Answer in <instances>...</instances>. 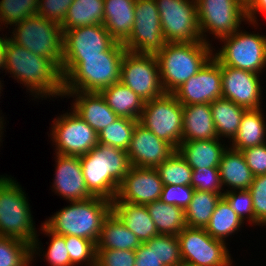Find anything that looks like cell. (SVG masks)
I'll list each match as a JSON object with an SVG mask.
<instances>
[{"mask_svg":"<svg viewBox=\"0 0 266 266\" xmlns=\"http://www.w3.org/2000/svg\"><path fill=\"white\" fill-rule=\"evenodd\" d=\"M3 37L0 36V69L4 71V59H5V48L7 44V35Z\"/></svg>","mask_w":266,"mask_h":266,"instance_id":"obj_52","label":"cell"},{"mask_svg":"<svg viewBox=\"0 0 266 266\" xmlns=\"http://www.w3.org/2000/svg\"><path fill=\"white\" fill-rule=\"evenodd\" d=\"M141 242L111 211L102 223L96 249L135 250Z\"/></svg>","mask_w":266,"mask_h":266,"instance_id":"obj_29","label":"cell"},{"mask_svg":"<svg viewBox=\"0 0 266 266\" xmlns=\"http://www.w3.org/2000/svg\"><path fill=\"white\" fill-rule=\"evenodd\" d=\"M74 0H39L37 14L58 25H62L69 6Z\"/></svg>","mask_w":266,"mask_h":266,"instance_id":"obj_47","label":"cell"},{"mask_svg":"<svg viewBox=\"0 0 266 266\" xmlns=\"http://www.w3.org/2000/svg\"><path fill=\"white\" fill-rule=\"evenodd\" d=\"M155 169L161 178L163 186H191L193 170L177 150Z\"/></svg>","mask_w":266,"mask_h":266,"instance_id":"obj_37","label":"cell"},{"mask_svg":"<svg viewBox=\"0 0 266 266\" xmlns=\"http://www.w3.org/2000/svg\"><path fill=\"white\" fill-rule=\"evenodd\" d=\"M86 187L93 197L113 201L119 185L131 168L125 150L98 143L90 152L80 156Z\"/></svg>","mask_w":266,"mask_h":266,"instance_id":"obj_3","label":"cell"},{"mask_svg":"<svg viewBox=\"0 0 266 266\" xmlns=\"http://www.w3.org/2000/svg\"><path fill=\"white\" fill-rule=\"evenodd\" d=\"M126 51L123 43L115 41L100 56L62 59L64 95L72 91L100 92L120 82L121 65Z\"/></svg>","mask_w":266,"mask_h":266,"instance_id":"obj_2","label":"cell"},{"mask_svg":"<svg viewBox=\"0 0 266 266\" xmlns=\"http://www.w3.org/2000/svg\"><path fill=\"white\" fill-rule=\"evenodd\" d=\"M246 1V16L248 20V25L256 30L259 27L258 25V14H266V0H245Z\"/></svg>","mask_w":266,"mask_h":266,"instance_id":"obj_51","label":"cell"},{"mask_svg":"<svg viewBox=\"0 0 266 266\" xmlns=\"http://www.w3.org/2000/svg\"><path fill=\"white\" fill-rule=\"evenodd\" d=\"M104 0H74L61 25L63 31L103 24Z\"/></svg>","mask_w":266,"mask_h":266,"instance_id":"obj_32","label":"cell"},{"mask_svg":"<svg viewBox=\"0 0 266 266\" xmlns=\"http://www.w3.org/2000/svg\"><path fill=\"white\" fill-rule=\"evenodd\" d=\"M223 194L195 190L189 206L185 209L187 227L205 228Z\"/></svg>","mask_w":266,"mask_h":266,"instance_id":"obj_35","label":"cell"},{"mask_svg":"<svg viewBox=\"0 0 266 266\" xmlns=\"http://www.w3.org/2000/svg\"><path fill=\"white\" fill-rule=\"evenodd\" d=\"M261 76L221 64L222 98L229 99L247 110L263 107L264 88L261 86Z\"/></svg>","mask_w":266,"mask_h":266,"instance_id":"obj_17","label":"cell"},{"mask_svg":"<svg viewBox=\"0 0 266 266\" xmlns=\"http://www.w3.org/2000/svg\"><path fill=\"white\" fill-rule=\"evenodd\" d=\"M139 120L118 117L113 123L98 133V143L127 150L133 130Z\"/></svg>","mask_w":266,"mask_h":266,"instance_id":"obj_38","label":"cell"},{"mask_svg":"<svg viewBox=\"0 0 266 266\" xmlns=\"http://www.w3.org/2000/svg\"><path fill=\"white\" fill-rule=\"evenodd\" d=\"M100 93L118 117L140 119L145 101L129 87L117 82L102 89Z\"/></svg>","mask_w":266,"mask_h":266,"instance_id":"obj_30","label":"cell"},{"mask_svg":"<svg viewBox=\"0 0 266 266\" xmlns=\"http://www.w3.org/2000/svg\"><path fill=\"white\" fill-rule=\"evenodd\" d=\"M210 106L218 138L221 140L228 138L227 142L230 143L236 136L242 116L247 109L226 98H218L212 101Z\"/></svg>","mask_w":266,"mask_h":266,"instance_id":"obj_31","label":"cell"},{"mask_svg":"<svg viewBox=\"0 0 266 266\" xmlns=\"http://www.w3.org/2000/svg\"><path fill=\"white\" fill-rule=\"evenodd\" d=\"M218 170L223 190L228 187L224 192L249 189L255 177L243 153L229 146L221 157Z\"/></svg>","mask_w":266,"mask_h":266,"instance_id":"obj_24","label":"cell"},{"mask_svg":"<svg viewBox=\"0 0 266 266\" xmlns=\"http://www.w3.org/2000/svg\"><path fill=\"white\" fill-rule=\"evenodd\" d=\"M134 14L131 35L123 46L129 52L156 55L166 42L155 0H136Z\"/></svg>","mask_w":266,"mask_h":266,"instance_id":"obj_15","label":"cell"},{"mask_svg":"<svg viewBox=\"0 0 266 266\" xmlns=\"http://www.w3.org/2000/svg\"><path fill=\"white\" fill-rule=\"evenodd\" d=\"M111 211L112 202L100 197L69 201L67 207L46 218L43 224L56 234L74 235L97 243L102 223Z\"/></svg>","mask_w":266,"mask_h":266,"instance_id":"obj_4","label":"cell"},{"mask_svg":"<svg viewBox=\"0 0 266 266\" xmlns=\"http://www.w3.org/2000/svg\"><path fill=\"white\" fill-rule=\"evenodd\" d=\"M136 0H104L103 25L116 42L124 43L132 32Z\"/></svg>","mask_w":266,"mask_h":266,"instance_id":"obj_25","label":"cell"},{"mask_svg":"<svg viewBox=\"0 0 266 266\" xmlns=\"http://www.w3.org/2000/svg\"><path fill=\"white\" fill-rule=\"evenodd\" d=\"M195 189L192 186L165 185L160 200L169 205H175L184 210L189 206Z\"/></svg>","mask_w":266,"mask_h":266,"instance_id":"obj_48","label":"cell"},{"mask_svg":"<svg viewBox=\"0 0 266 266\" xmlns=\"http://www.w3.org/2000/svg\"><path fill=\"white\" fill-rule=\"evenodd\" d=\"M191 186L195 190L224 194L218 168L192 169Z\"/></svg>","mask_w":266,"mask_h":266,"instance_id":"obj_44","label":"cell"},{"mask_svg":"<svg viewBox=\"0 0 266 266\" xmlns=\"http://www.w3.org/2000/svg\"><path fill=\"white\" fill-rule=\"evenodd\" d=\"M112 212L137 236L141 243L159 235L146 205L113 200Z\"/></svg>","mask_w":266,"mask_h":266,"instance_id":"obj_27","label":"cell"},{"mask_svg":"<svg viewBox=\"0 0 266 266\" xmlns=\"http://www.w3.org/2000/svg\"><path fill=\"white\" fill-rule=\"evenodd\" d=\"M31 212L27 195L17 180L0 175V236L32 245L38 232Z\"/></svg>","mask_w":266,"mask_h":266,"instance_id":"obj_6","label":"cell"},{"mask_svg":"<svg viewBox=\"0 0 266 266\" xmlns=\"http://www.w3.org/2000/svg\"><path fill=\"white\" fill-rule=\"evenodd\" d=\"M31 251L28 242L0 236V266H30Z\"/></svg>","mask_w":266,"mask_h":266,"instance_id":"obj_39","label":"cell"},{"mask_svg":"<svg viewBox=\"0 0 266 266\" xmlns=\"http://www.w3.org/2000/svg\"><path fill=\"white\" fill-rule=\"evenodd\" d=\"M166 43L202 41L196 0H155Z\"/></svg>","mask_w":266,"mask_h":266,"instance_id":"obj_12","label":"cell"},{"mask_svg":"<svg viewBox=\"0 0 266 266\" xmlns=\"http://www.w3.org/2000/svg\"><path fill=\"white\" fill-rule=\"evenodd\" d=\"M63 33L62 59L100 56L115 42L103 24L78 27Z\"/></svg>","mask_w":266,"mask_h":266,"instance_id":"obj_19","label":"cell"},{"mask_svg":"<svg viewBox=\"0 0 266 266\" xmlns=\"http://www.w3.org/2000/svg\"><path fill=\"white\" fill-rule=\"evenodd\" d=\"M173 94L182 105L210 104L222 98L221 64L212 56Z\"/></svg>","mask_w":266,"mask_h":266,"instance_id":"obj_16","label":"cell"},{"mask_svg":"<svg viewBox=\"0 0 266 266\" xmlns=\"http://www.w3.org/2000/svg\"><path fill=\"white\" fill-rule=\"evenodd\" d=\"M163 183L155 168L131 166L121 181L114 200L147 205L160 200Z\"/></svg>","mask_w":266,"mask_h":266,"instance_id":"obj_18","label":"cell"},{"mask_svg":"<svg viewBox=\"0 0 266 266\" xmlns=\"http://www.w3.org/2000/svg\"><path fill=\"white\" fill-rule=\"evenodd\" d=\"M156 255L165 266H183L179 238L176 235L156 236Z\"/></svg>","mask_w":266,"mask_h":266,"instance_id":"obj_43","label":"cell"},{"mask_svg":"<svg viewBox=\"0 0 266 266\" xmlns=\"http://www.w3.org/2000/svg\"><path fill=\"white\" fill-rule=\"evenodd\" d=\"M254 176L266 174V143L241 151Z\"/></svg>","mask_w":266,"mask_h":266,"instance_id":"obj_49","label":"cell"},{"mask_svg":"<svg viewBox=\"0 0 266 266\" xmlns=\"http://www.w3.org/2000/svg\"><path fill=\"white\" fill-rule=\"evenodd\" d=\"M135 266H165L156 255V237L135 249Z\"/></svg>","mask_w":266,"mask_h":266,"instance_id":"obj_50","label":"cell"},{"mask_svg":"<svg viewBox=\"0 0 266 266\" xmlns=\"http://www.w3.org/2000/svg\"><path fill=\"white\" fill-rule=\"evenodd\" d=\"M38 2L39 0H0V31L5 27L7 29L8 25L12 27L36 15Z\"/></svg>","mask_w":266,"mask_h":266,"instance_id":"obj_40","label":"cell"},{"mask_svg":"<svg viewBox=\"0 0 266 266\" xmlns=\"http://www.w3.org/2000/svg\"><path fill=\"white\" fill-rule=\"evenodd\" d=\"M40 230L42 231L40 233L50 238V244L46 242L49 246L46 249L47 252L45 250L43 251V244L38 238L39 235H37L35 241L31 245L32 262L36 260L37 256L40 257L43 253L41 255L43 257L45 256L43 260H46L50 266H73L66 249L65 236L50 231L43 223H41Z\"/></svg>","mask_w":266,"mask_h":266,"instance_id":"obj_36","label":"cell"},{"mask_svg":"<svg viewBox=\"0 0 266 266\" xmlns=\"http://www.w3.org/2000/svg\"><path fill=\"white\" fill-rule=\"evenodd\" d=\"M10 37L15 44L53 61L60 69L64 33L60 25L36 14L12 26Z\"/></svg>","mask_w":266,"mask_h":266,"instance_id":"obj_7","label":"cell"},{"mask_svg":"<svg viewBox=\"0 0 266 266\" xmlns=\"http://www.w3.org/2000/svg\"><path fill=\"white\" fill-rule=\"evenodd\" d=\"M241 29L220 39L222 45L218 50L213 46V57L223 66L262 75L266 69V35Z\"/></svg>","mask_w":266,"mask_h":266,"instance_id":"obj_8","label":"cell"},{"mask_svg":"<svg viewBox=\"0 0 266 266\" xmlns=\"http://www.w3.org/2000/svg\"><path fill=\"white\" fill-rule=\"evenodd\" d=\"M245 222L234 212L222 197L211 215L206 232L214 239L226 243L229 236L235 235L244 227Z\"/></svg>","mask_w":266,"mask_h":266,"instance_id":"obj_34","label":"cell"},{"mask_svg":"<svg viewBox=\"0 0 266 266\" xmlns=\"http://www.w3.org/2000/svg\"><path fill=\"white\" fill-rule=\"evenodd\" d=\"M222 197L229 203L231 209L236 212L243 222L246 221V224L249 222V225L255 226L253 201L248 189L224 192Z\"/></svg>","mask_w":266,"mask_h":266,"instance_id":"obj_42","label":"cell"},{"mask_svg":"<svg viewBox=\"0 0 266 266\" xmlns=\"http://www.w3.org/2000/svg\"><path fill=\"white\" fill-rule=\"evenodd\" d=\"M252 196L255 226L266 225V174L254 177L248 189Z\"/></svg>","mask_w":266,"mask_h":266,"instance_id":"obj_45","label":"cell"},{"mask_svg":"<svg viewBox=\"0 0 266 266\" xmlns=\"http://www.w3.org/2000/svg\"><path fill=\"white\" fill-rule=\"evenodd\" d=\"M52 122L48 136L56 154L80 157L98 145L97 132L71 108Z\"/></svg>","mask_w":266,"mask_h":266,"instance_id":"obj_11","label":"cell"},{"mask_svg":"<svg viewBox=\"0 0 266 266\" xmlns=\"http://www.w3.org/2000/svg\"><path fill=\"white\" fill-rule=\"evenodd\" d=\"M96 266H135V250L96 249Z\"/></svg>","mask_w":266,"mask_h":266,"instance_id":"obj_46","label":"cell"},{"mask_svg":"<svg viewBox=\"0 0 266 266\" xmlns=\"http://www.w3.org/2000/svg\"><path fill=\"white\" fill-rule=\"evenodd\" d=\"M177 237L183 266H233L228 243L212 238L205 228L186 226Z\"/></svg>","mask_w":266,"mask_h":266,"instance_id":"obj_13","label":"cell"},{"mask_svg":"<svg viewBox=\"0 0 266 266\" xmlns=\"http://www.w3.org/2000/svg\"><path fill=\"white\" fill-rule=\"evenodd\" d=\"M65 242L73 266H96L95 242L74 235L65 236Z\"/></svg>","mask_w":266,"mask_h":266,"instance_id":"obj_41","label":"cell"},{"mask_svg":"<svg viewBox=\"0 0 266 266\" xmlns=\"http://www.w3.org/2000/svg\"><path fill=\"white\" fill-rule=\"evenodd\" d=\"M263 112L262 107L245 111L238 132L229 143L230 148L242 151L266 143V116Z\"/></svg>","mask_w":266,"mask_h":266,"instance_id":"obj_28","label":"cell"},{"mask_svg":"<svg viewBox=\"0 0 266 266\" xmlns=\"http://www.w3.org/2000/svg\"><path fill=\"white\" fill-rule=\"evenodd\" d=\"M196 2L200 35L202 41L209 45H213L209 39L211 34L214 36L213 39L219 41L243 28L242 22L248 24L245 0H196Z\"/></svg>","mask_w":266,"mask_h":266,"instance_id":"obj_9","label":"cell"},{"mask_svg":"<svg viewBox=\"0 0 266 266\" xmlns=\"http://www.w3.org/2000/svg\"><path fill=\"white\" fill-rule=\"evenodd\" d=\"M4 70L26 87L35 100L64 97L61 69L50 59L36 55L7 38ZM41 97V98H40ZM44 98V99H43Z\"/></svg>","mask_w":266,"mask_h":266,"instance_id":"obj_1","label":"cell"},{"mask_svg":"<svg viewBox=\"0 0 266 266\" xmlns=\"http://www.w3.org/2000/svg\"><path fill=\"white\" fill-rule=\"evenodd\" d=\"M64 98H74L71 109L80 116L97 134L113 123L118 116L107 105L100 92H67Z\"/></svg>","mask_w":266,"mask_h":266,"instance_id":"obj_22","label":"cell"},{"mask_svg":"<svg viewBox=\"0 0 266 266\" xmlns=\"http://www.w3.org/2000/svg\"><path fill=\"white\" fill-rule=\"evenodd\" d=\"M174 152L176 149L171 144L158 138L139 122L126 150L131 166L140 168H156Z\"/></svg>","mask_w":266,"mask_h":266,"instance_id":"obj_20","label":"cell"},{"mask_svg":"<svg viewBox=\"0 0 266 266\" xmlns=\"http://www.w3.org/2000/svg\"><path fill=\"white\" fill-rule=\"evenodd\" d=\"M120 82L145 102L165 93L160 81L158 60L153 54L126 51L121 65Z\"/></svg>","mask_w":266,"mask_h":266,"instance_id":"obj_14","label":"cell"},{"mask_svg":"<svg viewBox=\"0 0 266 266\" xmlns=\"http://www.w3.org/2000/svg\"><path fill=\"white\" fill-rule=\"evenodd\" d=\"M139 123L176 150L182 142L183 105L173 93L144 103Z\"/></svg>","mask_w":266,"mask_h":266,"instance_id":"obj_10","label":"cell"},{"mask_svg":"<svg viewBox=\"0 0 266 266\" xmlns=\"http://www.w3.org/2000/svg\"><path fill=\"white\" fill-rule=\"evenodd\" d=\"M146 208L159 234L177 236L186 227L185 210L181 207L156 200Z\"/></svg>","mask_w":266,"mask_h":266,"instance_id":"obj_33","label":"cell"},{"mask_svg":"<svg viewBox=\"0 0 266 266\" xmlns=\"http://www.w3.org/2000/svg\"><path fill=\"white\" fill-rule=\"evenodd\" d=\"M54 154L56 164L52 192L68 202L92 198L86 187L80 157Z\"/></svg>","mask_w":266,"mask_h":266,"instance_id":"obj_21","label":"cell"},{"mask_svg":"<svg viewBox=\"0 0 266 266\" xmlns=\"http://www.w3.org/2000/svg\"><path fill=\"white\" fill-rule=\"evenodd\" d=\"M2 82H3V80H2V81L0 80V97L2 96V95H1L2 93H1V92L3 91L2 89H3V86H4V85H2V84H3ZM1 114H2V113H1V111H0V116H1Z\"/></svg>","mask_w":266,"mask_h":266,"instance_id":"obj_54","label":"cell"},{"mask_svg":"<svg viewBox=\"0 0 266 266\" xmlns=\"http://www.w3.org/2000/svg\"><path fill=\"white\" fill-rule=\"evenodd\" d=\"M221 141L219 138L182 141L177 151L192 169L218 168L221 157L229 146L224 142L226 139Z\"/></svg>","mask_w":266,"mask_h":266,"instance_id":"obj_23","label":"cell"},{"mask_svg":"<svg viewBox=\"0 0 266 266\" xmlns=\"http://www.w3.org/2000/svg\"><path fill=\"white\" fill-rule=\"evenodd\" d=\"M4 116L2 117V116H0V144L2 143V137H3V134H4V125L6 124V121L4 122ZM0 147H1V145H0Z\"/></svg>","mask_w":266,"mask_h":266,"instance_id":"obj_53","label":"cell"},{"mask_svg":"<svg viewBox=\"0 0 266 266\" xmlns=\"http://www.w3.org/2000/svg\"><path fill=\"white\" fill-rule=\"evenodd\" d=\"M218 138L210 104L183 105L182 141Z\"/></svg>","mask_w":266,"mask_h":266,"instance_id":"obj_26","label":"cell"},{"mask_svg":"<svg viewBox=\"0 0 266 266\" xmlns=\"http://www.w3.org/2000/svg\"><path fill=\"white\" fill-rule=\"evenodd\" d=\"M213 56V46L203 41L166 43L156 54L165 93H173Z\"/></svg>","mask_w":266,"mask_h":266,"instance_id":"obj_5","label":"cell"}]
</instances>
